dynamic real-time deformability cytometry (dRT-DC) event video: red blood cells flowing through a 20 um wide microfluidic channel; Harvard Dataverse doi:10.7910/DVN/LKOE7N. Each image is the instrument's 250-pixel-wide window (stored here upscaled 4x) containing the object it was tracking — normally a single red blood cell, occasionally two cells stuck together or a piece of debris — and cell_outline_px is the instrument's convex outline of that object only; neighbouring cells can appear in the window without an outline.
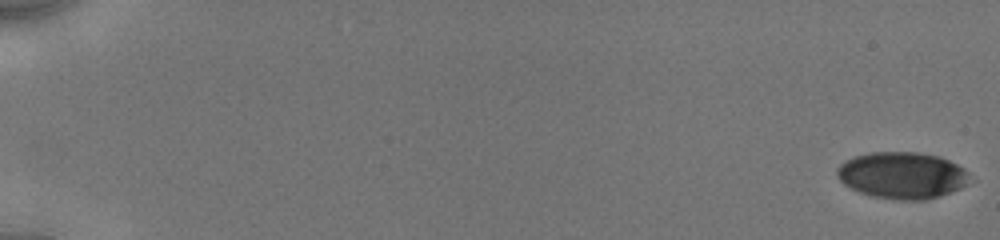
{"species": "human", "species_latin": "Homo sapiens", "temperature_condition": "cold", "stored_images_in_passage": 27, "camera_frame_rate_fps": 3000, "um_per_image_px": 0.085, "donor": {"sex": "male"}, "frame": {"image": 1, "passage_image": 1, "time_ms": 0.0, "image_size_px": [1000, 240], "cell_outline_px": [[976, 180], [960, 188], [940, 196], [924, 200], [892, 200], [872, 196], [860, 192], [844, 184], [836, 176], [836, 168], [840, 164], [856, 156], [872, 152], [916, 152], [940, 156], [964, 168]], "centroid_in_image_um": [76.74, 14.91], "position_along_channel_um": 8.3, "area_um2": 36.41}}
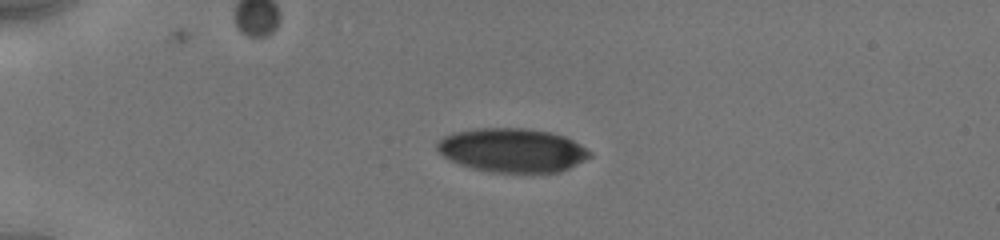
{"frame": {"image": 2, "passage_image": 19, "time_ms": 4.667, "image_size_px": [1000, 240], "cell_outline_px": [[592, 156], [560, 172], [492, 172], [472, 168], [460, 164], [444, 156], [436, 148], [436, 144], [444, 136], [452, 132], [476, 128], [528, 128], [552, 132], [564, 136], [580, 144], [592, 152]], "centroid_in_image_um": [43.55, 12.75], "position_along_channel_um": 41.4, "area_um2": 39.02}}